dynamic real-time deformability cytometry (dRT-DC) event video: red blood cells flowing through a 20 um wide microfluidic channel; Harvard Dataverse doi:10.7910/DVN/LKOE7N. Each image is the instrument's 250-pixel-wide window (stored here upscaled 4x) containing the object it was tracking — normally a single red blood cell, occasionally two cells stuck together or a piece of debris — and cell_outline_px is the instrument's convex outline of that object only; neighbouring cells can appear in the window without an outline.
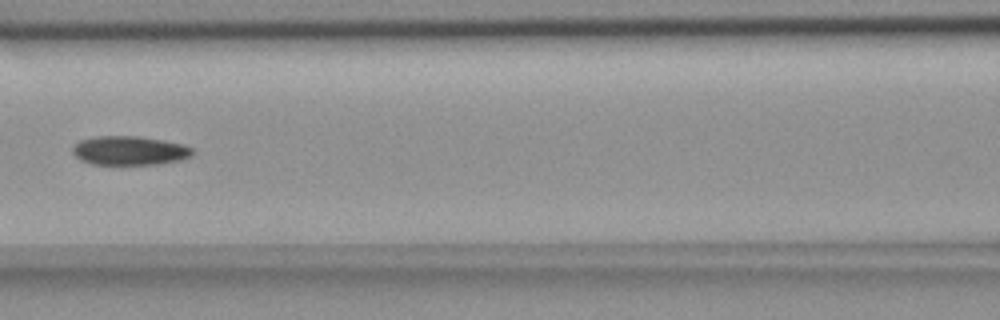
{"species": "common noctule bat (a hibernating species)", "species_latin": "Nyctalus noctula", "temperature_condition": "room temperature", "stored_images_in_passage": 6, "camera_frame_rate_fps": 3000, "um_per_image_px": 0.085, "animal": {"sex": "female", "body_mass_g": 18.4}, "frame": {"image": 1, "passage_image": 6, "time_ms": 1.667, "image_size_px": [1000, 320], "cell_outline_px": [[196, 152], [192, 156], [184, 160], [160, 164], [112, 168], [92, 164], [80, 160], [72, 152], [72, 148], [80, 140], [96, 136], [140, 136], [164, 140], [184, 144], [192, 148]], "centroid_in_image_um": [11.04, 12.86], "position_along_channel_um": 155.6, "area_um2": 21.56}}